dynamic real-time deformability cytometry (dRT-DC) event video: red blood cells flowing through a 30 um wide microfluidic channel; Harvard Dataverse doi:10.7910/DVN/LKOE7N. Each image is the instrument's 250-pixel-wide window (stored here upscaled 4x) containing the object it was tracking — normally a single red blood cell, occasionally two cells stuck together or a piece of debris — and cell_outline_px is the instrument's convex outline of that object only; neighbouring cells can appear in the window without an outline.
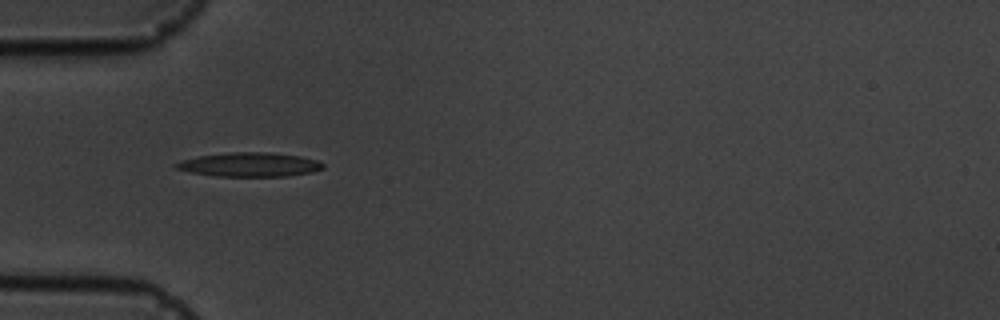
{"species": "common noctule bat (a hibernating species)", "species_latin": "Nyctalus noctula", "temperature_condition": "cold", "stored_images_in_passage": 2, "camera_frame_rate_fps": 3000, "um_per_image_px": 0.085, "animal": {"sex": "male", "body_mass_g": 19.5, "forearm_length_mm": 54.6}, "frame": {"image": 1, "passage_image": 1, "time_ms": 0.0, "image_size_px": [1000, 320], "cell_outline_px": [[324, 168], [312, 172], [288, 176], [216, 176], [192, 172], [176, 168], [172, 164], [196, 156], [232, 152], [272, 152], [300, 156], [320, 160], [324, 164]], "centroid_in_image_um": [21.27, 13.98], "position_along_channel_um": 63.7, "area_um2": 20.69}}
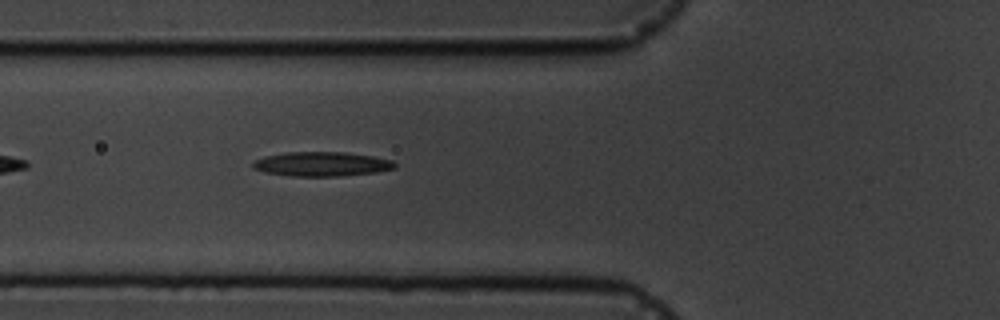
{"frame": {"image": 2, "passage_image": 2, "time_ms": 1.0, "image_size_px": [1000, 320], "cell_outline_px": [[396, 168], [376, 172], [340, 176], [292, 176], [264, 172], [252, 168], [252, 164], [256, 160], [264, 156], [284, 152], [344, 152], [372, 156], [392, 160], [396, 164]], "centroid_in_image_um": [27.33, 13.94], "position_along_channel_um": 98.5, "area_um2": 20.17}}